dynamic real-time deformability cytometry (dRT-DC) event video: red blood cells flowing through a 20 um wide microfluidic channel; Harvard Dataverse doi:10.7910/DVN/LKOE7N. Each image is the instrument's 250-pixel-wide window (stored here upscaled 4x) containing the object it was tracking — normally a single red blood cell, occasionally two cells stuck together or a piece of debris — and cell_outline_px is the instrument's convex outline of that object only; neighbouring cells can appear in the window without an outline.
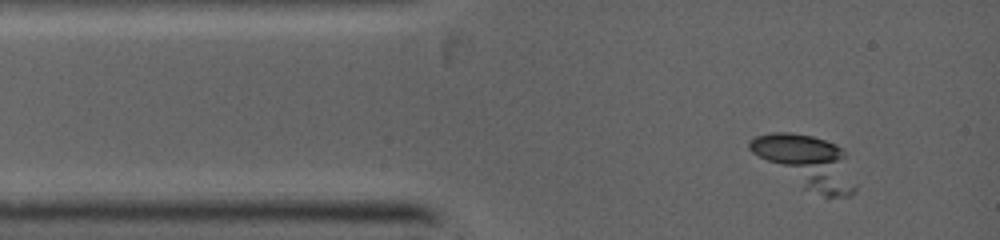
{"species": "common noctule bat (a hibernating species)", "species_latin": "Nyctalus noctula", "temperature_condition": "warm", "stored_images_in_passage": 32, "camera_frame_rate_fps": 5000, "um_per_image_px": 0.085, "animal": {"sex": "female", "body_mass_g": 19.0, "forearm_length_mm": 53.3}, "frame": {"image": 1, "passage_image": 5, "time_ms": 0.8, "image_size_px": [1000, 240], "cell_outline_px": [[856, 192], [852, 196], [824, 196], [804, 188], [752, 152], [748, 148], [748, 140], [756, 136], [772, 132], [788, 132], [812, 136], [836, 144], [844, 148], [856, 188]], "centroid_in_image_um": [68.6, 13.75], "position_along_channel_um": 16.4, "area_um2": 31.96}}